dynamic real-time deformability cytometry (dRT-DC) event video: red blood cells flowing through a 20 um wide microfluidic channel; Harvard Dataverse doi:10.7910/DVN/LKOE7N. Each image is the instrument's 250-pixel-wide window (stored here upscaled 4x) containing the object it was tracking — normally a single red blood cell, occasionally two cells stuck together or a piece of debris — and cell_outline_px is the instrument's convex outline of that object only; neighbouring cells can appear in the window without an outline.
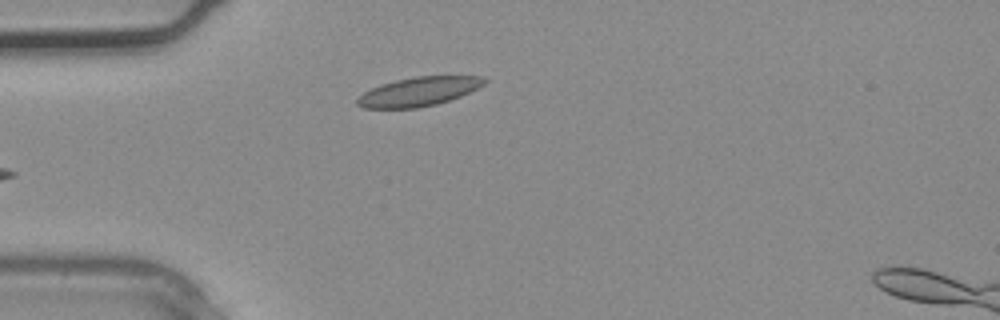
{"species": "common noctule bat (a hibernating species)", "species_latin": "Nyctalus noctula", "temperature_condition": "warm", "stored_images_in_passage": 3, "camera_frame_rate_fps": 3000, "um_per_image_px": 0.085, "animal": {"sex": "male", "body_mass_g": 20.4}, "frame": {"image": 1, "passage_image": 2, "time_ms": 0.333, "image_size_px": [1000, 320], "cell_outline_px": [[488, 80], [484, 84], [460, 96], [436, 104], [416, 108], [364, 108], [356, 104], [356, 100], [364, 92], [380, 84], [396, 80], [416, 76], [484, 76]], "centroid_in_image_um": [35.58, 7.78], "position_along_channel_um": 49.4, "area_um2": 21.27}}